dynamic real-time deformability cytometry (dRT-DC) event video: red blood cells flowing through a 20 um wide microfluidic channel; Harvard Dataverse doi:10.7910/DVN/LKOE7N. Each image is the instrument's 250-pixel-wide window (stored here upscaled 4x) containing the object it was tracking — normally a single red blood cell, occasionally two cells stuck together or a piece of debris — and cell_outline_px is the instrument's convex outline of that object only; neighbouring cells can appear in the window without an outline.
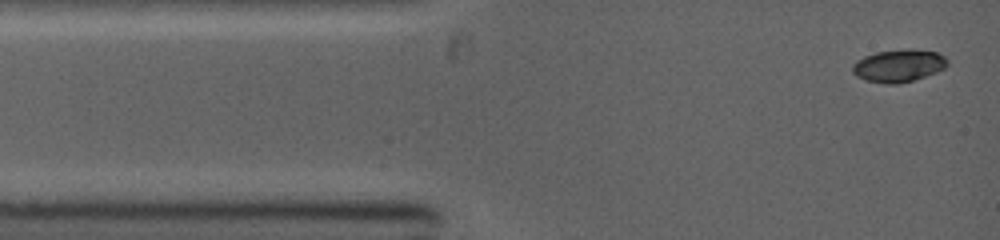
{"species": "common noctule bat (a hibernating species)", "species_latin": "Nyctalus noctula", "temperature_condition": "warm", "stored_images_in_passage": 5, "camera_frame_rate_fps": 5000, "um_per_image_px": 0.085, "animal": {"sex": "female", "body_mass_g": 19.0, "forearm_length_mm": 53.3}, "frame": {"image": 1, "passage_image": 1, "time_ms": 0.0, "image_size_px": [1000, 240], "cell_outline_px": [[948, 64], [944, 68], [936, 72], [912, 80], [896, 84], [888, 84], [864, 80], [856, 76], [852, 72], [852, 64], [856, 60], [864, 56], [876, 52], [908, 48], [936, 52], [944, 56], [948, 60]], "centroid_in_image_um": [76.35, 5.57], "position_along_channel_um": 8.6, "area_um2": 18.03}}